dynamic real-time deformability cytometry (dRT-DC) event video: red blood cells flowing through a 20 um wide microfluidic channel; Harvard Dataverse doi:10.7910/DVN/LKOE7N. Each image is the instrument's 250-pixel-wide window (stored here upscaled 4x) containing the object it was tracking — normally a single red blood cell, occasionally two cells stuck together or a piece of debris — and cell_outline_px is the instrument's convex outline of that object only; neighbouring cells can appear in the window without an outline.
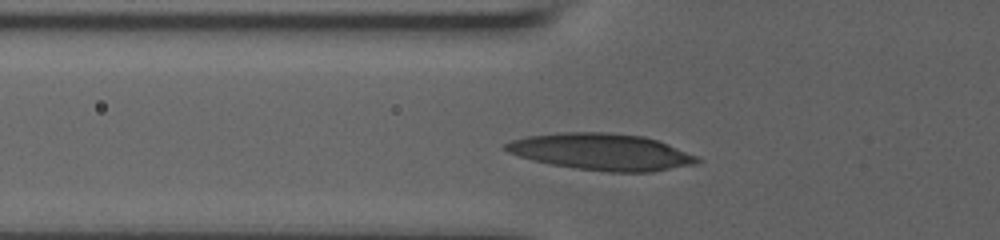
{"species": "human", "species_latin": "Homo sapiens", "temperature_condition": "room temperature", "stored_images_in_passage": 28, "camera_frame_rate_fps": 3000, "um_per_image_px": 0.085, "donor": {"sex": "male"}, "frame": {"image": 1, "passage_image": 4, "time_ms": 2.0, "image_size_px": [1000, 240], "cell_outline_px": [[704, 160], [696, 164], [652, 172], [608, 172], [576, 168], [552, 164], [520, 156], [508, 152], [500, 148], [504, 144], [512, 140], [524, 136], [560, 132], [604, 132], [644, 136], [668, 144], [696, 156]], "centroid_in_image_um": [51.12, 12.9], "position_along_channel_um": 74.7, "area_um2": 40.86}}
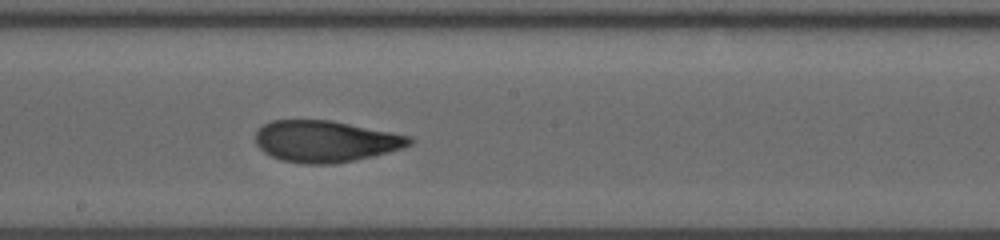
{"frame": {"image": 2, "passage_image": 14, "time_ms": 6.0, "image_size_px": [1000, 240], "cell_outline_px": [[416, 140], [412, 144], [404, 148], [372, 156], [332, 164], [304, 164], [280, 160], [264, 152], [256, 144], [256, 128], [272, 120], [332, 120], [412, 136]], "centroid_in_image_um": [27.68, 12.0], "position_along_channel_um": 220.5, "area_um2": 37.45}}
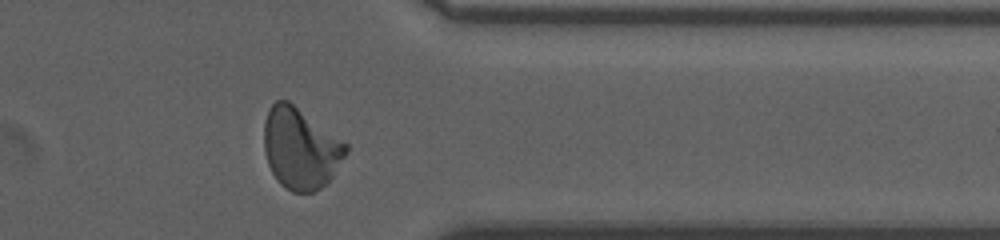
{"frame": {"image": 3, "passage_image": 25, "time_ms": 10.667, "image_size_px": [1000, 240], "cell_outline_px": [[348, 152], [332, 176], [320, 188], [312, 192], [292, 192], [280, 184], [276, 180], [268, 164], [264, 152], [264, 120], [268, 108], [276, 100], [288, 100], [348, 144]], "centroid_in_image_um": [25.52, 12.6], "position_along_channel_um": 385.9, "area_um2": 38.67}, "authors_computed_cell_mechanics": {"area_um2": 37.3388, "velocity_mm_per_s": 3.6615, "shape_relaxation_time_tau1_ms": 10.1244, "shape_relaxation_time_tau2_ms": 1.5891, "deformation_change_tau1": 0.2992, "deformation_change_tau2": 0.0835}}